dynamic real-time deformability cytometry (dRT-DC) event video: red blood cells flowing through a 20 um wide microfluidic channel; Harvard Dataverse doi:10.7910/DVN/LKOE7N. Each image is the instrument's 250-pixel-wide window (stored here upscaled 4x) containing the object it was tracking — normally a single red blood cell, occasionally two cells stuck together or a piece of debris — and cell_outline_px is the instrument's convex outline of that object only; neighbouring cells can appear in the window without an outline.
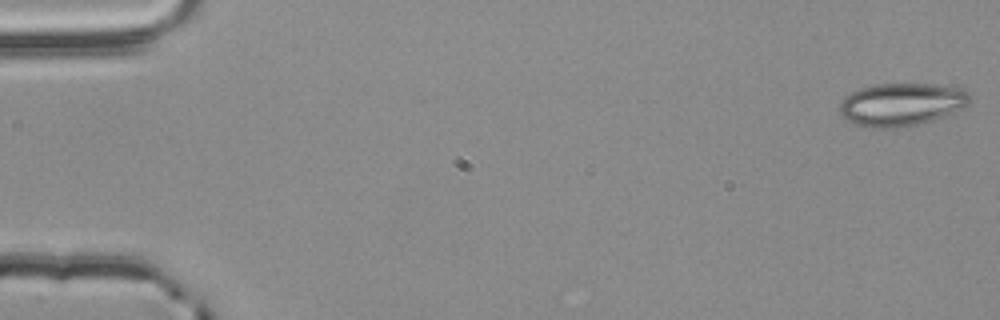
{"species": "common noctule bat (a hibernating species)", "species_latin": "Nyctalus noctula", "temperature_condition": "room temperature", "stored_images_in_passage": 47, "camera_frame_rate_fps": 3000, "um_per_image_px": 0.085, "animal": {"sex": "male", "body_mass_g": 20.4}, "frame": {"image": 1, "passage_image": 1, "time_ms": 0.0, "image_size_px": [1000, 320], "cell_outline_px": [[972, 100], [968, 104], [960, 108], [932, 120], [908, 128], [864, 128], [848, 120], [840, 112], [840, 104], [844, 96], [860, 88], [876, 84], [936, 84], [964, 88], [972, 96]], "centroid_in_image_um": [76.64, 8.88], "position_along_channel_um": 8.4, "area_um2": 32.77}}
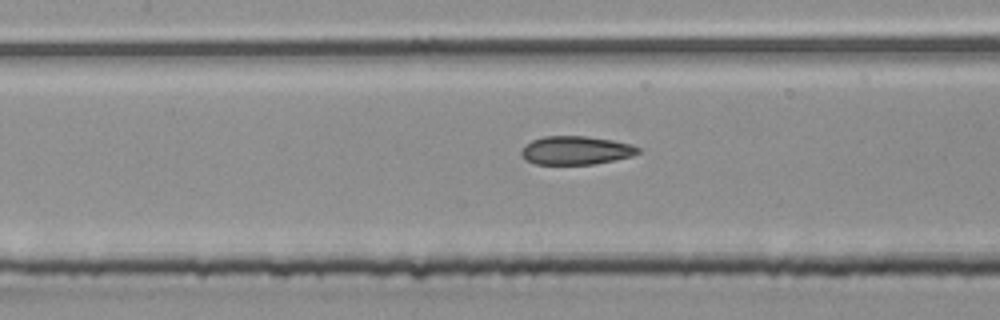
{"frame": {"image": 2, "passage_image": 25, "time_ms": 8.0, "image_size_px": [1000, 320], "cell_outline_px": [[640, 152], [632, 156], [616, 160], [592, 164], [536, 164], [528, 160], [520, 152], [524, 144], [532, 140], [544, 136], [588, 136], [612, 140], [632, 144], [640, 148]], "centroid_in_image_um": [48.98, 12.77], "position_along_channel_um": 158.4, "area_um2": 19.42}}
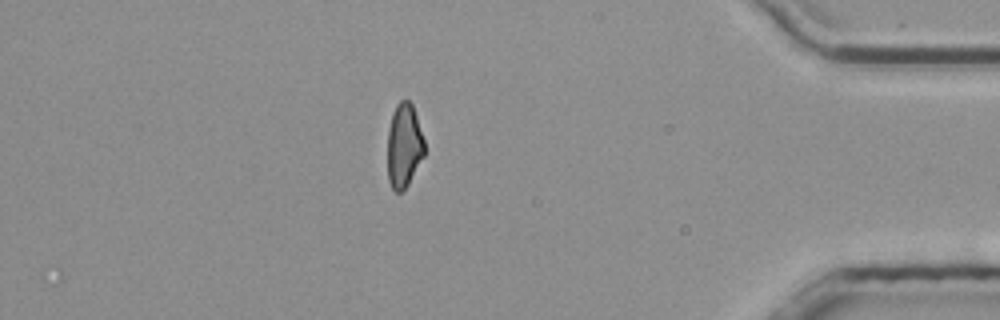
{"frame": {"image": 3, "passage_image": 47, "time_ms": 15.333, "image_size_px": [1000, 320], "cell_outline_px": [[424, 156], [408, 184], [400, 192], [396, 192], [392, 188], [388, 180], [388, 128], [392, 112], [396, 104], [400, 100], [408, 100], [412, 104], [424, 140]], "centroid_in_image_um": [34.33, 12.36], "position_along_channel_um": 400.9, "area_um2": 18.03}, "authors_computed_cell_mechanics": {"area_um2": 19.7676, "velocity_mm_per_s": 3.8742, "shape_relaxation_time_tau1_ms": null, "shape_relaxation_time_tau2_ms": 2.2411, "deformation_change_tau1": null, "deformation_change_tau2": 0.1011}}